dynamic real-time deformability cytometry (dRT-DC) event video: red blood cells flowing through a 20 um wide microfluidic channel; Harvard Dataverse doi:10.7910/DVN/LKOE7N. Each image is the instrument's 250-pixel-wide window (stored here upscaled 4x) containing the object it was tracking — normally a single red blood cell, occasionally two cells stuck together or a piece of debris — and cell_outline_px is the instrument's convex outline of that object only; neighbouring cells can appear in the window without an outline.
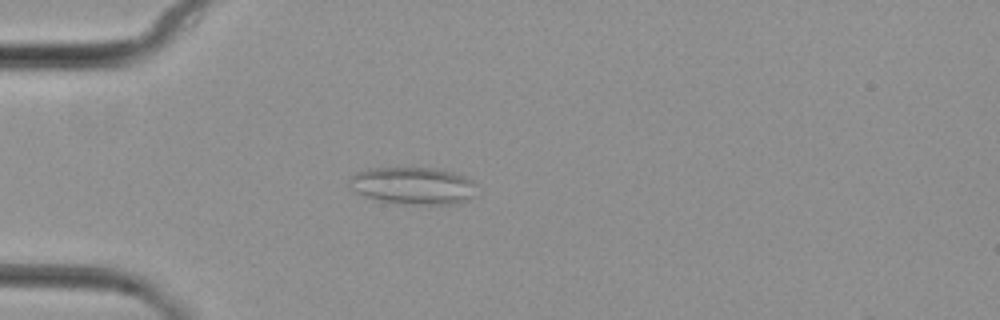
{"species": "common noctule bat (a hibernating species)", "species_latin": "Nyctalus noctula", "temperature_condition": "cold", "stored_images_in_passage": 6, "camera_frame_rate_fps": 3000, "um_per_image_px": 0.085, "animal": {"sex": "female", "body_mass_g": 29.2, "forearm_length_mm": 56.3}, "frame": {"image": 1, "passage_image": 5, "time_ms": 4.667, "image_size_px": [1000, 320], "cell_outline_px": [[476, 196], [460, 204], [404, 204], [380, 200], [364, 196], [356, 192], [348, 184], [348, 176], [356, 172], [368, 168], [440, 168], [464, 176], [472, 180]], "centroid_in_image_um": [35.1, 15.78], "position_along_channel_um": 49.9, "area_um2": 27.92}}